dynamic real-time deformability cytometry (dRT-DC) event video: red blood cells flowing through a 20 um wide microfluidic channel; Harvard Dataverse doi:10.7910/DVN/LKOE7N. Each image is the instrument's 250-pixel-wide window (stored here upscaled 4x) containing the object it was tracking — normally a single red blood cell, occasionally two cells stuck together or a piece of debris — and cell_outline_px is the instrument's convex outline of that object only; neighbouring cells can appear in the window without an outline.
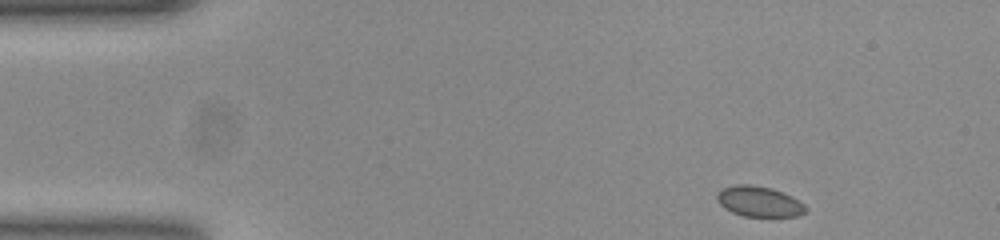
{"species": "common noctule bat (a hibernating species)", "species_latin": "Nyctalus noctula", "temperature_condition": "room temperature", "stored_images_in_passage": 47, "camera_frame_rate_fps": 3000, "um_per_image_px": 0.085, "animal": {"sex": "female", "body_mass_g": 23.0, "forearm_length_mm": 53.4}, "frame": {"image": 1, "passage_image": 1, "time_ms": 0.0, "image_size_px": [1000, 240], "cell_outline_px": [[808, 212], [800, 216], [744, 216], [732, 212], [724, 208], [716, 200], [716, 196], [720, 188], [736, 184], [752, 184], [772, 188], [784, 192], [792, 196], [804, 204], [808, 208]], "centroid_in_image_um": [64.54, 17.12], "position_along_channel_um": 20.5, "area_um2": 16.07}}
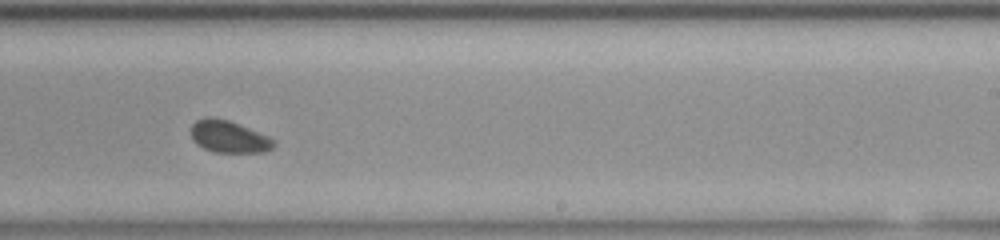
{"frame": {"image": 2, "passage_image": 27, "time_ms": 8.667, "image_size_px": [1000, 240], "cell_outline_px": [[276, 144], [272, 148], [264, 152], [212, 152], [196, 144], [192, 140], [192, 124], [196, 120], [204, 116], [212, 116], [228, 120], [268, 136], [276, 140]], "centroid_in_image_um": [19.44, 11.61], "position_along_channel_um": 269.6, "area_um2": 15.55}}
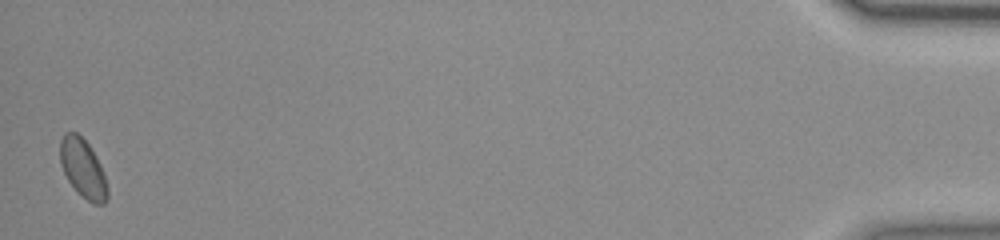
{"frame": {"image": 3, "passage_image": 47, "time_ms": 15.333, "image_size_px": [1000, 240], "cell_outline_px": [[108, 196], [104, 204], [92, 204], [76, 192], [68, 180], [60, 164], [60, 140], [64, 132], [76, 132], [88, 144], [96, 156], [104, 172], [108, 188]], "centroid_in_image_um": [7.05, 14.34], "position_along_channel_um": 428.1, "area_um2": 16.36}, "authors_computed_cell_mechanics": {"area_um2": 15.895, "velocity_mm_per_s": 3.8326, "shape_relaxation_time_tau1_ms": null, "shape_relaxation_time_tau2_ms": 2.5565, "deformation_change_tau1": null, "deformation_change_tau2": 0.0435}}